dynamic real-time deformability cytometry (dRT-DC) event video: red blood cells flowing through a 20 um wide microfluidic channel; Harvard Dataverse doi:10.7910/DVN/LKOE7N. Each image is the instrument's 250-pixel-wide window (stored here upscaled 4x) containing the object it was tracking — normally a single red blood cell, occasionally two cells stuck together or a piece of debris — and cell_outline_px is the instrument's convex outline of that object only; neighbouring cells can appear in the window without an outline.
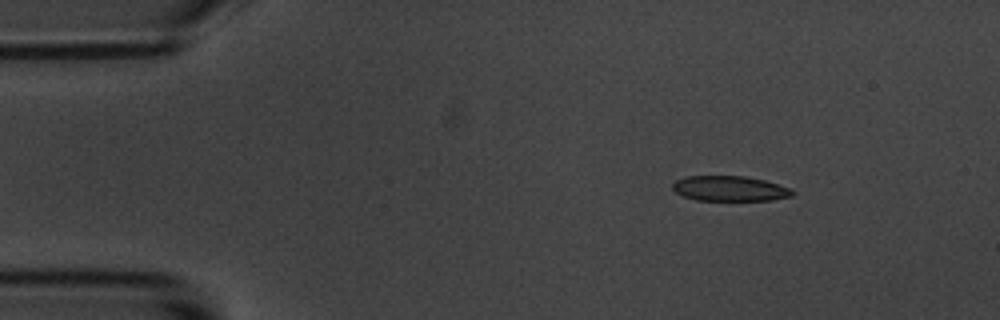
{"species": "common noctule bat (a hibernating species)", "species_latin": "Nyctalus noctula", "temperature_condition": "room temperature", "stored_images_in_passage": 49, "camera_frame_rate_fps": 3000, "um_per_image_px": 0.085, "animal": {"sex": "male", "body_mass_g": 20.1, "forearm_length_mm": 53.5}, "frame": {"image": 1, "passage_image": 1, "time_ms": 0.0, "image_size_px": [1000, 320], "cell_outline_px": [[796, 192], [792, 196], [772, 200], [696, 200], [684, 196], [676, 192], [672, 188], [672, 184], [676, 180], [684, 176], [744, 176], [764, 180], [788, 188]], "centroid_in_image_um": [62.0, 16.02], "position_along_channel_um": 23.0, "area_um2": 17.46}}
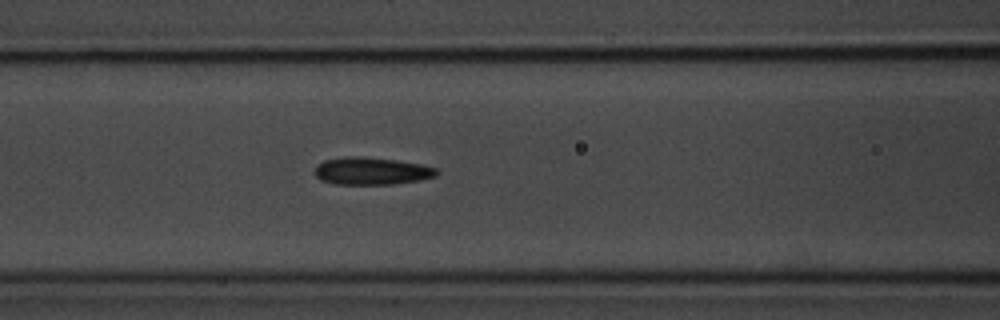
{"frame": {"image": 2, "passage_image": 16, "time_ms": 5.0, "image_size_px": [1000, 320], "cell_outline_px": [[440, 172], [436, 176], [420, 180], [392, 184], [336, 184], [320, 180], [316, 176], [316, 164], [324, 160], [348, 156], [360, 156], [396, 160], [420, 164], [436, 168]], "centroid_in_image_um": [31.58, 14.53], "position_along_channel_um": 135.0, "area_um2": 19.48}}
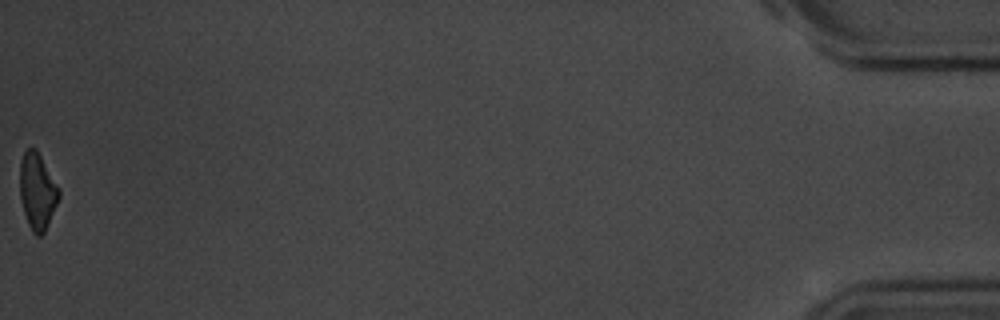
{"frame": {"image": 3, "passage_image": 49, "time_ms": 16.0, "image_size_px": [1000, 320], "cell_outline_px": [[60, 196], [44, 232], [40, 236], [36, 236], [32, 232], [28, 224], [24, 212], [20, 196], [20, 160], [24, 152], [28, 148], [36, 148], [60, 188]], "centroid_in_image_um": [3.18, 16.23], "position_along_channel_um": 432.0, "area_um2": 17.34}, "authors_computed_cell_mechanics": {"area_um2": 19.0162, "velocity_mm_per_s": 3.6211, "shape_relaxation_time_tau1_ms": 3.8163, "shape_relaxation_time_tau2_ms": 3.279, "deformation_change_tau1": 0.1291, "deformation_change_tau2": 0.102}}